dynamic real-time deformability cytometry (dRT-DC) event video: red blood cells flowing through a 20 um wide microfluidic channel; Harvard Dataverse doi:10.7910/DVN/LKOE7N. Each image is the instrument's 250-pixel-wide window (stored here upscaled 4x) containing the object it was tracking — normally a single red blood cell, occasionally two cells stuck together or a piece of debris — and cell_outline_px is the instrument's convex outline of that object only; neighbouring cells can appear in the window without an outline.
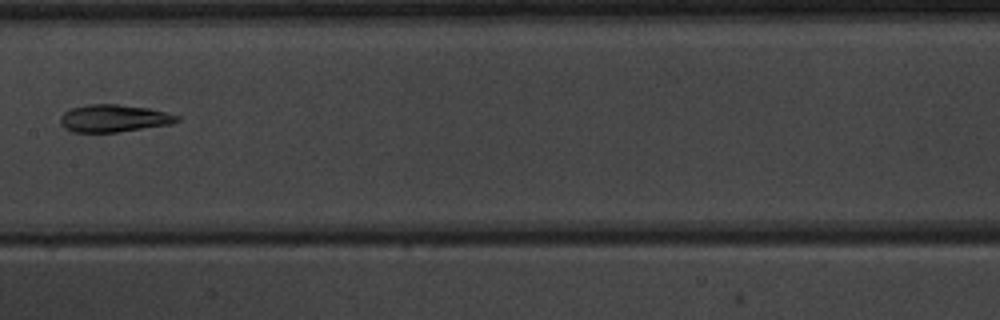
{"species": "common noctule bat (a hibernating species)", "species_latin": "Nyctalus noctula", "temperature_condition": "warm", "stored_images_in_passage": 6, "camera_frame_rate_fps": 3000, "um_per_image_px": 0.085, "animal": {"sex": "male", "body_mass_g": 20.1, "forearm_length_mm": 53.5}, "frame": {"image": 1, "passage_image": 5, "time_ms": 5.667, "image_size_px": [1000, 320], "cell_outline_px": [[180, 120], [172, 124], [116, 132], [72, 132], [64, 128], [60, 124], [60, 116], [64, 112], [72, 108], [88, 104], [116, 104], [148, 108], [180, 116]], "centroid_in_image_um": [9.65, 10.06], "position_along_channel_um": 197.7, "area_um2": 18.61}}
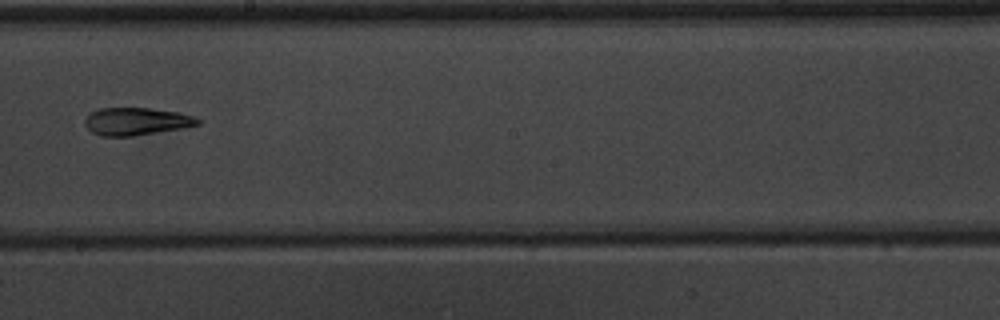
{"frame": {"image": 2, "passage_image": 6, "time_ms": 6.667, "image_size_px": [1000, 320], "cell_outline_px": [[200, 124], [184, 128], [132, 136], [100, 136], [92, 132], [84, 124], [84, 120], [92, 112], [100, 108], [148, 108], [180, 112], [192, 116], [200, 120]], "centroid_in_image_um": [11.59, 10.32], "position_along_channel_um": 236.6, "area_um2": 18.09}}